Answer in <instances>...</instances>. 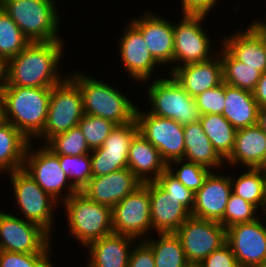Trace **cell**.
I'll return each mask as SVG.
<instances>
[{"mask_svg":"<svg viewBox=\"0 0 266 267\" xmlns=\"http://www.w3.org/2000/svg\"><path fill=\"white\" fill-rule=\"evenodd\" d=\"M30 141L10 122L0 124V171L9 172L23 167Z\"/></svg>","mask_w":266,"mask_h":267,"instance_id":"28","label":"cell"},{"mask_svg":"<svg viewBox=\"0 0 266 267\" xmlns=\"http://www.w3.org/2000/svg\"><path fill=\"white\" fill-rule=\"evenodd\" d=\"M189 263L199 264L226 243V228L219 222L190 216L175 232Z\"/></svg>","mask_w":266,"mask_h":267,"instance_id":"8","label":"cell"},{"mask_svg":"<svg viewBox=\"0 0 266 267\" xmlns=\"http://www.w3.org/2000/svg\"><path fill=\"white\" fill-rule=\"evenodd\" d=\"M73 76L71 79L82 93L84 114L99 116L117 125L135 119L136 107L120 91L81 74Z\"/></svg>","mask_w":266,"mask_h":267,"instance_id":"3","label":"cell"},{"mask_svg":"<svg viewBox=\"0 0 266 267\" xmlns=\"http://www.w3.org/2000/svg\"><path fill=\"white\" fill-rule=\"evenodd\" d=\"M234 182L230 177L210 172L201 188L194 193V207L191 216L220 222L232 193Z\"/></svg>","mask_w":266,"mask_h":267,"instance_id":"15","label":"cell"},{"mask_svg":"<svg viewBox=\"0 0 266 267\" xmlns=\"http://www.w3.org/2000/svg\"><path fill=\"white\" fill-rule=\"evenodd\" d=\"M122 63L131 77L147 80L158 62L152 57L141 31L131 22L121 39Z\"/></svg>","mask_w":266,"mask_h":267,"instance_id":"21","label":"cell"},{"mask_svg":"<svg viewBox=\"0 0 266 267\" xmlns=\"http://www.w3.org/2000/svg\"><path fill=\"white\" fill-rule=\"evenodd\" d=\"M17 203L26 220L39 224L48 232L51 230L52 208L56 200L23 169L11 172Z\"/></svg>","mask_w":266,"mask_h":267,"instance_id":"12","label":"cell"},{"mask_svg":"<svg viewBox=\"0 0 266 267\" xmlns=\"http://www.w3.org/2000/svg\"><path fill=\"white\" fill-rule=\"evenodd\" d=\"M0 92L4 120L28 140L33 135L39 136L46 124L51 88L4 86Z\"/></svg>","mask_w":266,"mask_h":267,"instance_id":"2","label":"cell"},{"mask_svg":"<svg viewBox=\"0 0 266 267\" xmlns=\"http://www.w3.org/2000/svg\"><path fill=\"white\" fill-rule=\"evenodd\" d=\"M4 121L3 98L0 92V124Z\"/></svg>","mask_w":266,"mask_h":267,"instance_id":"51","label":"cell"},{"mask_svg":"<svg viewBox=\"0 0 266 267\" xmlns=\"http://www.w3.org/2000/svg\"><path fill=\"white\" fill-rule=\"evenodd\" d=\"M135 119L138 131L160 152L162 159L171 164L173 160H183L185 152L184 125L179 122L139 113L136 108Z\"/></svg>","mask_w":266,"mask_h":267,"instance_id":"9","label":"cell"},{"mask_svg":"<svg viewBox=\"0 0 266 267\" xmlns=\"http://www.w3.org/2000/svg\"><path fill=\"white\" fill-rule=\"evenodd\" d=\"M249 169L237 179L232 192L253 204L257 209L260 205L265 210L266 177L257 168Z\"/></svg>","mask_w":266,"mask_h":267,"instance_id":"33","label":"cell"},{"mask_svg":"<svg viewBox=\"0 0 266 267\" xmlns=\"http://www.w3.org/2000/svg\"><path fill=\"white\" fill-rule=\"evenodd\" d=\"M222 42L238 61L266 72V32L256 22L246 32L237 33Z\"/></svg>","mask_w":266,"mask_h":267,"instance_id":"18","label":"cell"},{"mask_svg":"<svg viewBox=\"0 0 266 267\" xmlns=\"http://www.w3.org/2000/svg\"><path fill=\"white\" fill-rule=\"evenodd\" d=\"M136 248H133V251L131 250L128 267H155L150 246L144 241Z\"/></svg>","mask_w":266,"mask_h":267,"instance_id":"45","label":"cell"},{"mask_svg":"<svg viewBox=\"0 0 266 267\" xmlns=\"http://www.w3.org/2000/svg\"><path fill=\"white\" fill-rule=\"evenodd\" d=\"M113 233L137 238L151 226L150 182L142 183L112 208Z\"/></svg>","mask_w":266,"mask_h":267,"instance_id":"10","label":"cell"},{"mask_svg":"<svg viewBox=\"0 0 266 267\" xmlns=\"http://www.w3.org/2000/svg\"><path fill=\"white\" fill-rule=\"evenodd\" d=\"M253 96L260 107H266V72L262 73L260 80L257 82Z\"/></svg>","mask_w":266,"mask_h":267,"instance_id":"47","label":"cell"},{"mask_svg":"<svg viewBox=\"0 0 266 267\" xmlns=\"http://www.w3.org/2000/svg\"><path fill=\"white\" fill-rule=\"evenodd\" d=\"M221 57L223 82L253 92L262 72L238 61L225 47Z\"/></svg>","mask_w":266,"mask_h":267,"instance_id":"30","label":"cell"},{"mask_svg":"<svg viewBox=\"0 0 266 267\" xmlns=\"http://www.w3.org/2000/svg\"><path fill=\"white\" fill-rule=\"evenodd\" d=\"M8 80V60L0 56V90L7 84Z\"/></svg>","mask_w":266,"mask_h":267,"instance_id":"48","label":"cell"},{"mask_svg":"<svg viewBox=\"0 0 266 267\" xmlns=\"http://www.w3.org/2000/svg\"><path fill=\"white\" fill-rule=\"evenodd\" d=\"M201 115L220 114L225 107V83L222 82L215 88H210L195 97Z\"/></svg>","mask_w":266,"mask_h":267,"instance_id":"43","label":"cell"},{"mask_svg":"<svg viewBox=\"0 0 266 267\" xmlns=\"http://www.w3.org/2000/svg\"><path fill=\"white\" fill-rule=\"evenodd\" d=\"M226 243L241 267L266 262V227L258 219L227 228Z\"/></svg>","mask_w":266,"mask_h":267,"instance_id":"14","label":"cell"},{"mask_svg":"<svg viewBox=\"0 0 266 267\" xmlns=\"http://www.w3.org/2000/svg\"><path fill=\"white\" fill-rule=\"evenodd\" d=\"M127 168L142 183H147L154 182L167 169V163L162 159L159 150L138 131L129 145ZM149 172L153 173V177L146 175Z\"/></svg>","mask_w":266,"mask_h":267,"instance_id":"22","label":"cell"},{"mask_svg":"<svg viewBox=\"0 0 266 267\" xmlns=\"http://www.w3.org/2000/svg\"><path fill=\"white\" fill-rule=\"evenodd\" d=\"M48 253H17L0 250V267H53Z\"/></svg>","mask_w":266,"mask_h":267,"instance_id":"41","label":"cell"},{"mask_svg":"<svg viewBox=\"0 0 266 267\" xmlns=\"http://www.w3.org/2000/svg\"><path fill=\"white\" fill-rule=\"evenodd\" d=\"M141 184L129 168H124L107 175L92 177L81 192L90 200L113 208Z\"/></svg>","mask_w":266,"mask_h":267,"instance_id":"16","label":"cell"},{"mask_svg":"<svg viewBox=\"0 0 266 267\" xmlns=\"http://www.w3.org/2000/svg\"><path fill=\"white\" fill-rule=\"evenodd\" d=\"M257 125L266 133V107L259 108Z\"/></svg>","mask_w":266,"mask_h":267,"instance_id":"49","label":"cell"},{"mask_svg":"<svg viewBox=\"0 0 266 267\" xmlns=\"http://www.w3.org/2000/svg\"><path fill=\"white\" fill-rule=\"evenodd\" d=\"M0 7L30 42L59 41L53 0H0Z\"/></svg>","mask_w":266,"mask_h":267,"instance_id":"4","label":"cell"},{"mask_svg":"<svg viewBox=\"0 0 266 267\" xmlns=\"http://www.w3.org/2000/svg\"><path fill=\"white\" fill-rule=\"evenodd\" d=\"M184 144L185 152L183 160H173L174 163H182L186 160L204 166L205 168H212L220 166L222 158L213 148L211 141L205 134L200 121L192 122L184 125Z\"/></svg>","mask_w":266,"mask_h":267,"instance_id":"27","label":"cell"},{"mask_svg":"<svg viewBox=\"0 0 266 267\" xmlns=\"http://www.w3.org/2000/svg\"><path fill=\"white\" fill-rule=\"evenodd\" d=\"M91 151L93 154L91 155L93 177L107 175L111 172L127 168V155L124 153L105 151L101 147Z\"/></svg>","mask_w":266,"mask_h":267,"instance_id":"38","label":"cell"},{"mask_svg":"<svg viewBox=\"0 0 266 267\" xmlns=\"http://www.w3.org/2000/svg\"><path fill=\"white\" fill-rule=\"evenodd\" d=\"M65 200L70 231L82 244L113 233L112 208L90 200L83 192Z\"/></svg>","mask_w":266,"mask_h":267,"instance_id":"5","label":"cell"},{"mask_svg":"<svg viewBox=\"0 0 266 267\" xmlns=\"http://www.w3.org/2000/svg\"><path fill=\"white\" fill-rule=\"evenodd\" d=\"M172 76L191 96L215 88L223 82L221 57L213 62L211 59L203 62L172 68Z\"/></svg>","mask_w":266,"mask_h":267,"instance_id":"19","label":"cell"},{"mask_svg":"<svg viewBox=\"0 0 266 267\" xmlns=\"http://www.w3.org/2000/svg\"><path fill=\"white\" fill-rule=\"evenodd\" d=\"M256 23L266 32V24L265 23H261V22H257Z\"/></svg>","mask_w":266,"mask_h":267,"instance_id":"53","label":"cell"},{"mask_svg":"<svg viewBox=\"0 0 266 267\" xmlns=\"http://www.w3.org/2000/svg\"><path fill=\"white\" fill-rule=\"evenodd\" d=\"M256 168L266 177V154Z\"/></svg>","mask_w":266,"mask_h":267,"instance_id":"50","label":"cell"},{"mask_svg":"<svg viewBox=\"0 0 266 267\" xmlns=\"http://www.w3.org/2000/svg\"><path fill=\"white\" fill-rule=\"evenodd\" d=\"M29 43V39L18 25L0 7V56L9 60L18 55Z\"/></svg>","mask_w":266,"mask_h":267,"instance_id":"34","label":"cell"},{"mask_svg":"<svg viewBox=\"0 0 266 267\" xmlns=\"http://www.w3.org/2000/svg\"><path fill=\"white\" fill-rule=\"evenodd\" d=\"M199 121L215 151L226 160L234 147L236 129L220 114H204Z\"/></svg>","mask_w":266,"mask_h":267,"instance_id":"29","label":"cell"},{"mask_svg":"<svg viewBox=\"0 0 266 267\" xmlns=\"http://www.w3.org/2000/svg\"><path fill=\"white\" fill-rule=\"evenodd\" d=\"M200 267H241L227 243L214 250L202 262Z\"/></svg>","mask_w":266,"mask_h":267,"instance_id":"44","label":"cell"},{"mask_svg":"<svg viewBox=\"0 0 266 267\" xmlns=\"http://www.w3.org/2000/svg\"><path fill=\"white\" fill-rule=\"evenodd\" d=\"M46 145L56 155H83L89 154L85 137L79 126L51 137Z\"/></svg>","mask_w":266,"mask_h":267,"instance_id":"35","label":"cell"},{"mask_svg":"<svg viewBox=\"0 0 266 267\" xmlns=\"http://www.w3.org/2000/svg\"><path fill=\"white\" fill-rule=\"evenodd\" d=\"M151 226L158 233H175L191 216L181 204L167 199V193L155 182H150Z\"/></svg>","mask_w":266,"mask_h":267,"instance_id":"23","label":"cell"},{"mask_svg":"<svg viewBox=\"0 0 266 267\" xmlns=\"http://www.w3.org/2000/svg\"><path fill=\"white\" fill-rule=\"evenodd\" d=\"M137 132L138 125L136 119L127 124L116 125L104 140L101 148L105 151L121 152L128 156L130 142Z\"/></svg>","mask_w":266,"mask_h":267,"instance_id":"40","label":"cell"},{"mask_svg":"<svg viewBox=\"0 0 266 267\" xmlns=\"http://www.w3.org/2000/svg\"><path fill=\"white\" fill-rule=\"evenodd\" d=\"M133 237L110 234L90 242V262L88 267H128L132 249H128ZM130 250V251H129Z\"/></svg>","mask_w":266,"mask_h":267,"instance_id":"24","label":"cell"},{"mask_svg":"<svg viewBox=\"0 0 266 267\" xmlns=\"http://www.w3.org/2000/svg\"><path fill=\"white\" fill-rule=\"evenodd\" d=\"M0 250L47 253L49 232L39 224L0 212Z\"/></svg>","mask_w":266,"mask_h":267,"instance_id":"11","label":"cell"},{"mask_svg":"<svg viewBox=\"0 0 266 267\" xmlns=\"http://www.w3.org/2000/svg\"><path fill=\"white\" fill-rule=\"evenodd\" d=\"M61 168L66 173L69 180H73L69 184V194L71 195L81 192L88 184L92 176L91 156L83 155H57ZM90 157V158H89ZM72 177V178H71Z\"/></svg>","mask_w":266,"mask_h":267,"instance_id":"32","label":"cell"},{"mask_svg":"<svg viewBox=\"0 0 266 267\" xmlns=\"http://www.w3.org/2000/svg\"><path fill=\"white\" fill-rule=\"evenodd\" d=\"M266 154V133L256 124L236 130L234 147L226 159L256 168Z\"/></svg>","mask_w":266,"mask_h":267,"instance_id":"25","label":"cell"},{"mask_svg":"<svg viewBox=\"0 0 266 267\" xmlns=\"http://www.w3.org/2000/svg\"><path fill=\"white\" fill-rule=\"evenodd\" d=\"M247 267H266V262H262L259 264L249 265Z\"/></svg>","mask_w":266,"mask_h":267,"instance_id":"52","label":"cell"},{"mask_svg":"<svg viewBox=\"0 0 266 267\" xmlns=\"http://www.w3.org/2000/svg\"><path fill=\"white\" fill-rule=\"evenodd\" d=\"M167 169L193 193L201 188L205 178L211 172L208 168L190 161L183 164L175 173L172 171L171 164H167Z\"/></svg>","mask_w":266,"mask_h":267,"instance_id":"42","label":"cell"},{"mask_svg":"<svg viewBox=\"0 0 266 267\" xmlns=\"http://www.w3.org/2000/svg\"><path fill=\"white\" fill-rule=\"evenodd\" d=\"M167 193V199L181 203L190 213L194 207V193L187 189L171 172L166 169L155 181Z\"/></svg>","mask_w":266,"mask_h":267,"instance_id":"37","label":"cell"},{"mask_svg":"<svg viewBox=\"0 0 266 267\" xmlns=\"http://www.w3.org/2000/svg\"><path fill=\"white\" fill-rule=\"evenodd\" d=\"M147 240L145 242L153 252L155 267H185L189 263L176 233H160V240Z\"/></svg>","mask_w":266,"mask_h":267,"instance_id":"31","label":"cell"},{"mask_svg":"<svg viewBox=\"0 0 266 267\" xmlns=\"http://www.w3.org/2000/svg\"><path fill=\"white\" fill-rule=\"evenodd\" d=\"M30 147L29 144L22 168L45 192L57 200L56 197L60 195L59 193L68 180L66 173L60 166L59 157L46 146L43 150L41 149L28 157L27 153H29Z\"/></svg>","mask_w":266,"mask_h":267,"instance_id":"17","label":"cell"},{"mask_svg":"<svg viewBox=\"0 0 266 267\" xmlns=\"http://www.w3.org/2000/svg\"><path fill=\"white\" fill-rule=\"evenodd\" d=\"M225 99L222 115L236 130L257 124L259 106L253 92L225 84Z\"/></svg>","mask_w":266,"mask_h":267,"instance_id":"26","label":"cell"},{"mask_svg":"<svg viewBox=\"0 0 266 267\" xmlns=\"http://www.w3.org/2000/svg\"><path fill=\"white\" fill-rule=\"evenodd\" d=\"M116 125L108 119L88 114H84L78 123L90 151L102 147Z\"/></svg>","mask_w":266,"mask_h":267,"instance_id":"36","label":"cell"},{"mask_svg":"<svg viewBox=\"0 0 266 267\" xmlns=\"http://www.w3.org/2000/svg\"><path fill=\"white\" fill-rule=\"evenodd\" d=\"M217 0H182L184 14H207Z\"/></svg>","mask_w":266,"mask_h":267,"instance_id":"46","label":"cell"},{"mask_svg":"<svg viewBox=\"0 0 266 267\" xmlns=\"http://www.w3.org/2000/svg\"><path fill=\"white\" fill-rule=\"evenodd\" d=\"M149 99L152 103L151 114L169 118L182 125L197 122L201 112L184 88L174 79H158L149 87Z\"/></svg>","mask_w":266,"mask_h":267,"instance_id":"7","label":"cell"},{"mask_svg":"<svg viewBox=\"0 0 266 267\" xmlns=\"http://www.w3.org/2000/svg\"><path fill=\"white\" fill-rule=\"evenodd\" d=\"M255 209L257 208L253 204L232 192L227 202L223 219L219 223L227 229L235 224L255 221L257 219L253 217L255 216Z\"/></svg>","mask_w":266,"mask_h":267,"instance_id":"39","label":"cell"},{"mask_svg":"<svg viewBox=\"0 0 266 267\" xmlns=\"http://www.w3.org/2000/svg\"><path fill=\"white\" fill-rule=\"evenodd\" d=\"M178 26L173 25L174 61L184 65L207 61L210 58V39L200 27L205 14H183Z\"/></svg>","mask_w":266,"mask_h":267,"instance_id":"13","label":"cell"},{"mask_svg":"<svg viewBox=\"0 0 266 267\" xmlns=\"http://www.w3.org/2000/svg\"><path fill=\"white\" fill-rule=\"evenodd\" d=\"M83 115V97L79 86L70 77L63 79L51 87L46 124L38 137L45 136L49 140L56 134L66 132L78 126Z\"/></svg>","mask_w":266,"mask_h":267,"instance_id":"6","label":"cell"},{"mask_svg":"<svg viewBox=\"0 0 266 267\" xmlns=\"http://www.w3.org/2000/svg\"><path fill=\"white\" fill-rule=\"evenodd\" d=\"M185 267H200L199 264L188 263Z\"/></svg>","mask_w":266,"mask_h":267,"instance_id":"54","label":"cell"},{"mask_svg":"<svg viewBox=\"0 0 266 267\" xmlns=\"http://www.w3.org/2000/svg\"><path fill=\"white\" fill-rule=\"evenodd\" d=\"M140 20L131 21L140 31L152 55L159 63L174 61L173 25L150 13Z\"/></svg>","mask_w":266,"mask_h":267,"instance_id":"20","label":"cell"},{"mask_svg":"<svg viewBox=\"0 0 266 267\" xmlns=\"http://www.w3.org/2000/svg\"><path fill=\"white\" fill-rule=\"evenodd\" d=\"M61 43L30 42L18 55L8 60L5 86L51 88L61 83L63 80L55 72L62 56Z\"/></svg>","mask_w":266,"mask_h":267,"instance_id":"1","label":"cell"}]
</instances>
